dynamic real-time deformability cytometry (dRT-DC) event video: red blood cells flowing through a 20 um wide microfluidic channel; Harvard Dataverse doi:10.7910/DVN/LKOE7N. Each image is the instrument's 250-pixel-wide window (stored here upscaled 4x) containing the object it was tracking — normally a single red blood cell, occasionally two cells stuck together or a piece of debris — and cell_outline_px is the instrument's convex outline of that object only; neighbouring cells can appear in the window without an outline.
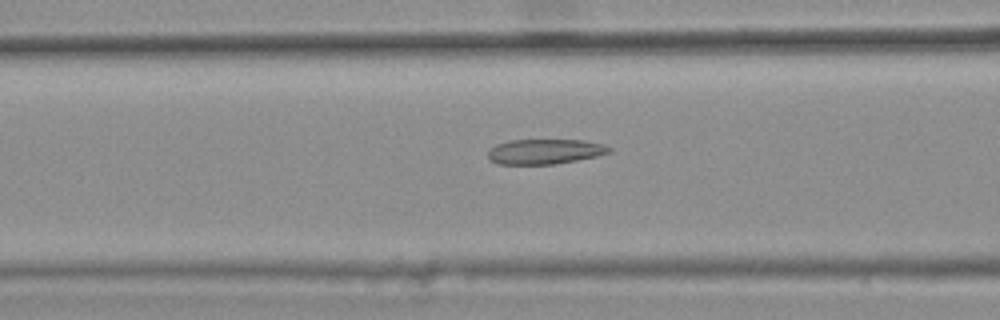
{"species": "common noctule bat (a hibernating species)", "species_latin": "Nyctalus noctula", "temperature_condition": "warm", "stored_images_in_passage": 41, "camera_frame_rate_fps": 3000, "um_per_image_px": 0.085, "animal": {"sex": "female", "body_mass_g": 25.1}, "frame": {"image": 1, "passage_image": 15, "time_ms": 4.667, "image_size_px": [1000, 320], "cell_outline_px": [[612, 152], [596, 156], [556, 164], [496, 164], [488, 160], [488, 148], [496, 144], [508, 140], [584, 140], [604, 144], [612, 148]], "centroid_in_image_um": [46.28, 12.88], "position_along_channel_um": 120.3, "area_um2": 17.92}}
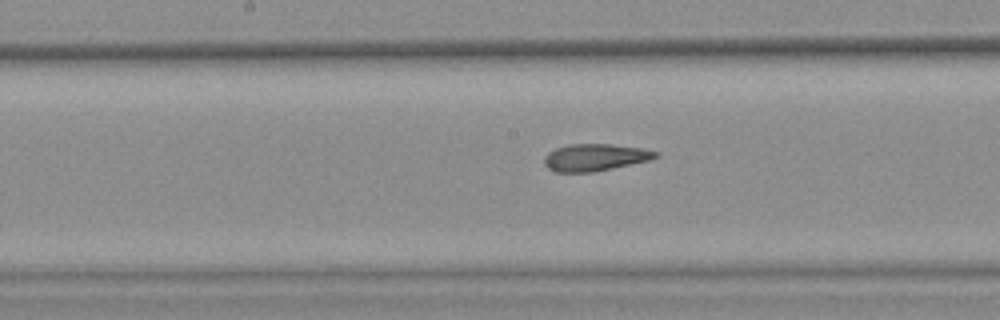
{"frame": {"image": 2, "passage_image": 21, "time_ms": 6.667, "image_size_px": [1000, 320], "cell_outline_px": [[660, 156], [652, 160], [592, 172], [556, 172], [548, 168], [544, 164], [544, 156], [548, 152], [556, 148], [568, 144], [608, 144], [644, 148], [660, 152]], "centroid_in_image_um": [50.61, 13.37], "position_along_channel_um": 197.6, "area_um2": 17.74}}
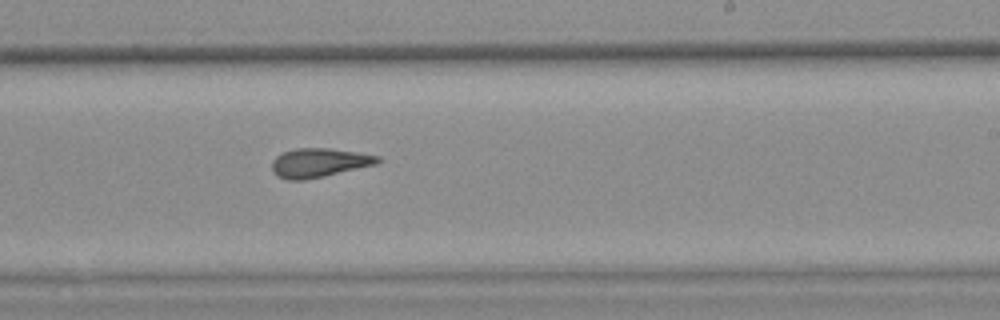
{"frame": {"image": 3, "passage_image": 26, "time_ms": 8.333, "image_size_px": [1000, 320], "cell_outline_px": [[380, 160], [376, 164], [324, 176], [304, 180], [288, 180], [276, 176], [272, 172], [272, 160], [276, 156], [284, 152], [296, 148], [328, 148], [356, 152], [380, 156]], "centroid_in_image_um": [27.08, 13.83], "position_along_channel_um": 261.9, "area_um2": 17.8}, "authors_computed_cell_mechanics": {"area_um2": 17.918, "velocity_mm_per_s": 3.8707, "shape_relaxation_time_tau1_ms": null, "shape_relaxation_time_tau2_ms": 2.5417, "deformation_change_tau1": null, "deformation_change_tau2": 0.1309}}